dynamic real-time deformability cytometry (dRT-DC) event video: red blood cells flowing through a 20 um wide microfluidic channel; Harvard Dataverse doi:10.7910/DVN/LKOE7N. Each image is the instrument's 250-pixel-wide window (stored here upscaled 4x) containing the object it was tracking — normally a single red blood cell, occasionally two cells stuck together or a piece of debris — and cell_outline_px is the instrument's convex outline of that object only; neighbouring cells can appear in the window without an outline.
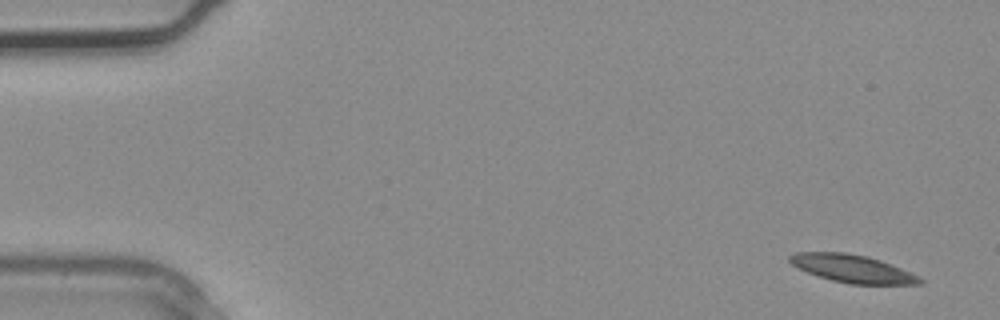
{"species": "common noctule bat (a hibernating species)", "species_latin": "Nyctalus noctula", "temperature_condition": "warm", "stored_images_in_passage": 3, "camera_frame_rate_fps": 3000, "um_per_image_px": 0.085, "animal": {"sex": "male", "body_mass_g": 20.4}, "frame": {"image": 1, "passage_image": 1, "time_ms": 0.0, "image_size_px": [1000, 320], "cell_outline_px": [[924, 284], [848, 284], [832, 280], [808, 272], [792, 264], [788, 260], [788, 256], [796, 252], [848, 252], [868, 256], [880, 260], [920, 276], [924, 280]], "centroid_in_image_um": [72.48, 22.83], "position_along_channel_um": 12.5, "area_um2": 21.04}}